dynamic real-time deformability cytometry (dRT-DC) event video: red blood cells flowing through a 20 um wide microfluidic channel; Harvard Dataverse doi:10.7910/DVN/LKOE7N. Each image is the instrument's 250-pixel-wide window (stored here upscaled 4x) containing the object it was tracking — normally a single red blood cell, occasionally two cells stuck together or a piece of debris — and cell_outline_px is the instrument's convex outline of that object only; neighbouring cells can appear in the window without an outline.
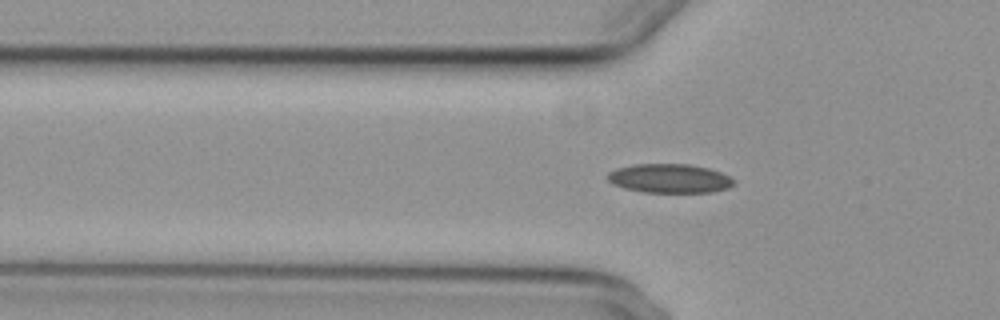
{"species": "common noctule bat (a hibernating species)", "species_latin": "Nyctalus noctula", "temperature_condition": "cold", "stored_images_in_passage": 35, "camera_frame_rate_fps": 3000, "um_per_image_px": 0.085, "animal": {"sex": "female", "body_mass_g": 29.2, "forearm_length_mm": 56.3}, "frame": {"image": 1, "passage_image": 4, "time_ms": 1.0, "image_size_px": [1000, 320], "cell_outline_px": [[736, 184], [728, 188], [712, 192], [644, 192], [624, 188], [612, 184], [604, 176], [608, 172], [616, 168], [632, 164], [688, 164], [708, 168], [732, 176], [736, 180]], "centroid_in_image_um": [56.92, 15.16], "position_along_channel_um": 68.9, "area_um2": 21.68}}
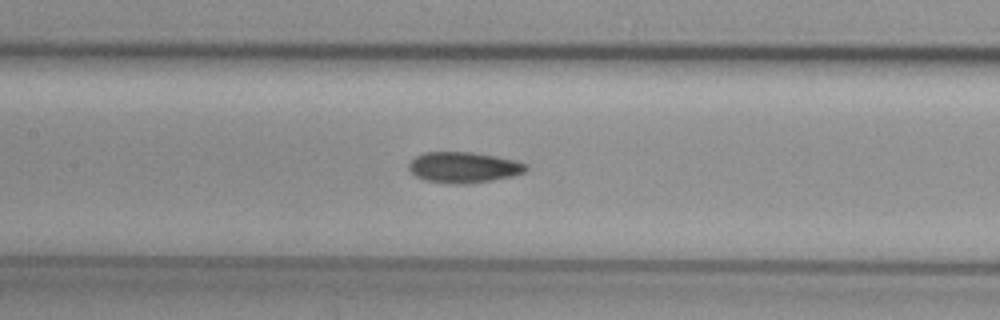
{"frame": {"image": 2, "passage_image": 12, "time_ms": 3.667, "image_size_px": [1000, 320], "cell_outline_px": [[528, 168], [524, 172], [512, 176], [492, 180], [464, 184], [448, 184], [424, 180], [416, 176], [408, 168], [408, 164], [416, 156], [424, 152], [472, 152], [496, 156], [516, 160], [528, 164]], "centroid_in_image_um": [39.41, 14.22], "position_along_channel_um": 168.0, "area_um2": 21.15}}
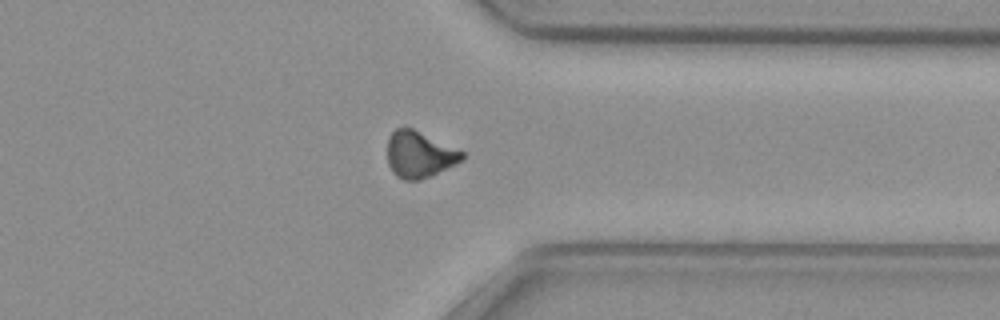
{"frame": {"image": 3, "passage_image": 29, "time_ms": 9.333, "image_size_px": [1000, 320], "cell_outline_px": [[464, 160], [456, 164], [420, 180], [404, 180], [396, 176], [392, 172], [388, 164], [388, 136], [396, 128], [412, 128], [464, 152]], "centroid_in_image_um": [35.63, 13.14], "position_along_channel_um": 375.8, "area_um2": 20.06}}